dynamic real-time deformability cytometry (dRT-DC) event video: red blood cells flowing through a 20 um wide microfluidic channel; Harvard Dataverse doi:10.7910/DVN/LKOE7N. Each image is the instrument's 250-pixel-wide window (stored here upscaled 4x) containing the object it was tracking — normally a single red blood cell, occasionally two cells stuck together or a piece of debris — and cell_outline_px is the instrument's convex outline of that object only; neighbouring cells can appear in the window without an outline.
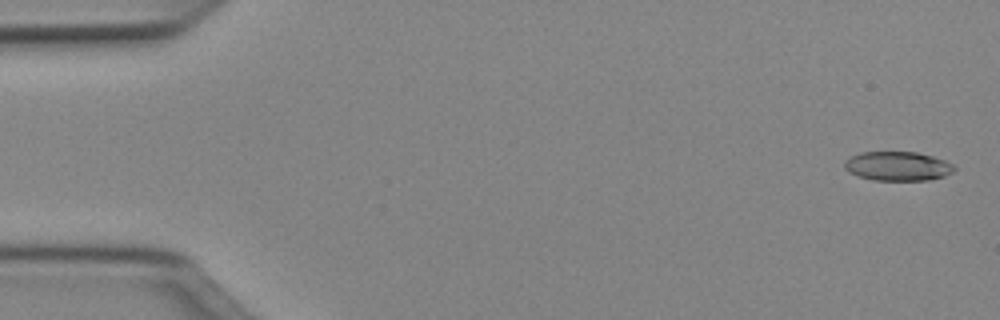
{"species": "Egyptian fruit bat (a non-hibernating species)", "species_latin": "Rousettus aegyptiacus", "temperature_condition": "cold", "stored_images_in_passage": 51, "camera_frame_rate_fps": 3000, "um_per_image_px": 0.085, "animal": {"sex": "female"}, "frame": {"image": 1, "passage_image": 2, "time_ms": 0.333, "image_size_px": [1000, 320], "cell_outline_px": [[956, 168], [952, 172], [944, 176], [928, 180], [872, 180], [856, 176], [848, 172], [844, 168], [844, 160], [860, 152], [916, 152], [932, 156], [944, 160], [952, 164]], "centroid_in_image_um": [76.26, 14.12], "position_along_channel_um": 8.7, "area_um2": 18.73}}
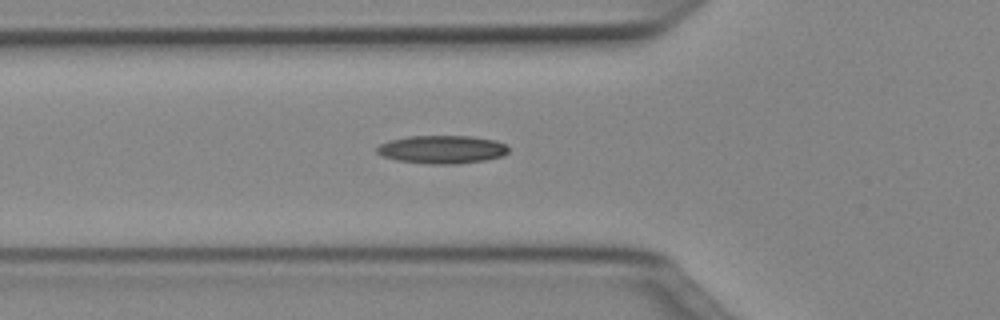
{"frame": {"image": 2, "passage_image": 18, "time_ms": 5.667, "image_size_px": [1000, 320], "cell_outline_px": [[508, 152], [504, 156], [484, 160], [456, 164], [424, 164], [396, 160], [384, 156], [376, 152], [376, 148], [380, 144], [388, 140], [408, 136], [472, 136], [496, 140], [508, 144]], "centroid_in_image_um": [37.59, 12.7], "position_along_channel_um": 88.2, "area_um2": 21.85}}
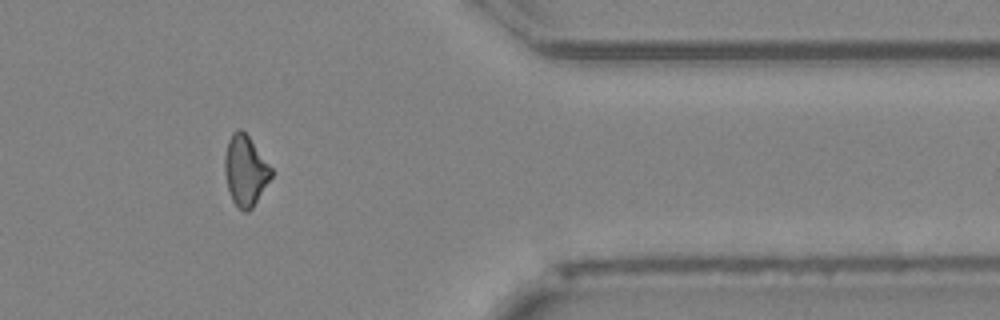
{"frame": {"image": 3, "passage_image": 42, "time_ms": 13.667, "image_size_px": [1000, 320], "cell_outline_px": [[272, 176], [252, 208], [248, 212], [244, 212], [232, 200], [228, 188], [224, 172], [224, 156], [228, 140], [232, 132], [236, 128], [240, 128], [248, 136], [272, 168]], "centroid_in_image_um": [20.84, 14.48], "position_along_channel_um": 390.6, "area_um2": 18.96}}